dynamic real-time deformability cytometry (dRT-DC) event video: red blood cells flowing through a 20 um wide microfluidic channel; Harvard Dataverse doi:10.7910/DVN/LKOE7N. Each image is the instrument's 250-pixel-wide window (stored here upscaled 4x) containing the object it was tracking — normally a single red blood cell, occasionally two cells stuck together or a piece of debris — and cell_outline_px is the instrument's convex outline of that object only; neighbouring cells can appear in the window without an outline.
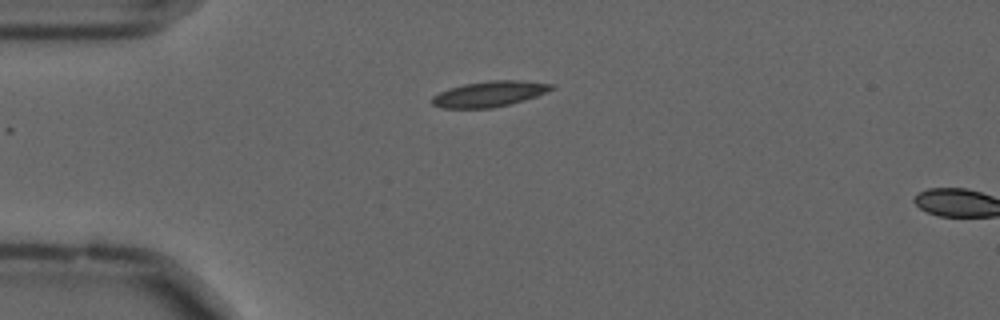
{"species": "common noctule bat (a hibernating species)", "species_latin": "Nyctalus noctula", "temperature_condition": "cold", "stored_images_in_passage": 3, "camera_frame_rate_fps": 3000, "um_per_image_px": 0.085, "animal": {"sex": "male", "forearm_length_mm": 52.5}, "frame": {"image": 1, "passage_image": 1, "time_ms": 0.0, "image_size_px": [1000, 320], "cell_outline_px": [[556, 88], [536, 96], [524, 100], [492, 108], [440, 108], [432, 104], [432, 96], [448, 88], [464, 84], [488, 80], [520, 80], [556, 84]], "centroid_in_image_um": [41.61, 7.97], "position_along_channel_um": 43.4, "area_um2": 17.92}}